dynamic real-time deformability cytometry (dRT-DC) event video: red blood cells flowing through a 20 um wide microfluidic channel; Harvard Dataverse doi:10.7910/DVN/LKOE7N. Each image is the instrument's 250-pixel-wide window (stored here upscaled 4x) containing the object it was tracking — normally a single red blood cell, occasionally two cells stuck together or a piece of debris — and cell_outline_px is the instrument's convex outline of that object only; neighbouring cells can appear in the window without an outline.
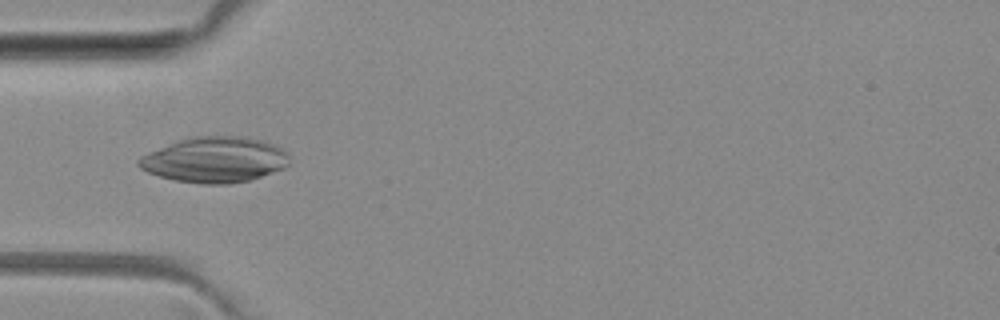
{"species": "common noctule bat (a hibernating species)", "species_latin": "Nyctalus noctula", "temperature_condition": "room temperature", "stored_images_in_passage": 2, "camera_frame_rate_fps": 3000, "um_per_image_px": 0.085, "animal": {"sex": "female", "body_mass_g": 29.2, "forearm_length_mm": 56.3}, "frame": {"image": 1, "passage_image": 1, "time_ms": 0.0, "image_size_px": [1000, 320], "cell_outline_px": [[288, 164], [284, 168], [248, 180], [228, 184], [204, 184], [176, 180], [160, 176], [148, 172], [140, 168], [136, 164], [136, 160], [140, 156], [148, 152], [180, 140], [192, 136], [240, 136], [264, 140], [276, 144], [288, 152]], "centroid_in_image_um": [18.26, 13.57], "position_along_channel_um": 66.7, "area_um2": 39.94}}
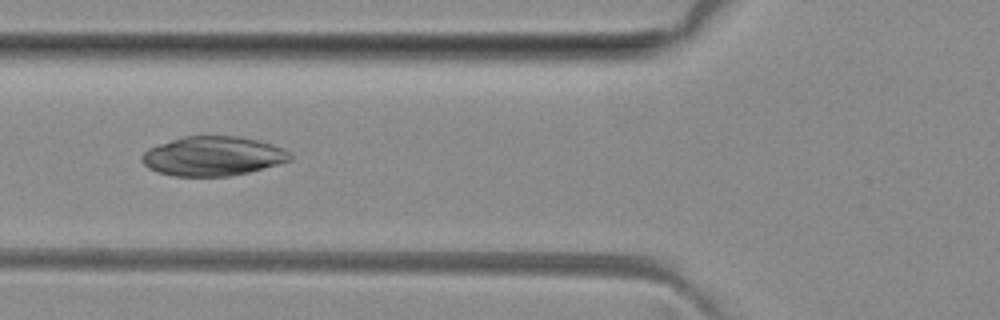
{"frame": {"image": 2, "passage_image": 2, "time_ms": 1.0, "image_size_px": [1000, 320], "cell_outline_px": [[292, 160], [248, 172], [232, 176], [172, 176], [156, 172], [148, 168], [140, 160], [140, 156], [148, 148], [184, 136], [240, 136], [260, 140], [284, 148], [292, 156]], "centroid_in_image_um": [18.09, 13.27], "position_along_channel_um": 107.7, "area_um2": 34.16}}